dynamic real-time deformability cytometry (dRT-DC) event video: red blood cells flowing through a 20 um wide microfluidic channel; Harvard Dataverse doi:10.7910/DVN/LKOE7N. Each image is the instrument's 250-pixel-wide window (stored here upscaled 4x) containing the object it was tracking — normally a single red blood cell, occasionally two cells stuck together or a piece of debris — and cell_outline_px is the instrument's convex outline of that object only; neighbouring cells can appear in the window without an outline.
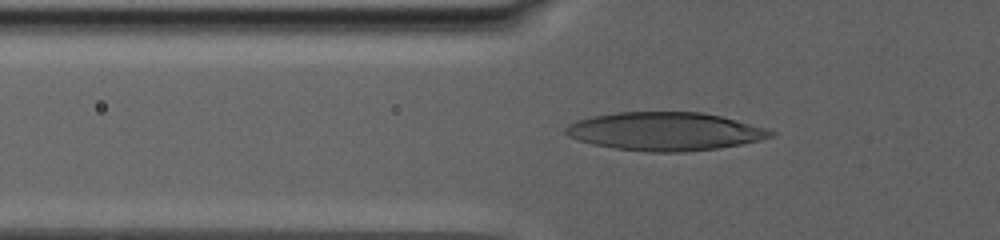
{"species": "human", "species_latin": "Homo sapiens", "temperature_condition": "warm", "stored_images_in_passage": 13, "camera_frame_rate_fps": 3000, "um_per_image_px": 0.085, "donor": {"sex": "male"}, "frame": {"image": 1, "passage_image": 11, "time_ms": 8.667, "image_size_px": [1000, 240], "cell_outline_px": [[776, 132], [772, 136], [760, 140], [740, 144], [716, 148], [684, 152], [648, 152], [616, 148], [592, 144], [568, 136], [564, 132], [564, 128], [568, 124], [576, 120], [592, 116], [616, 112], [700, 112], [720, 116], [736, 120], [764, 128]], "centroid_in_image_um": [56.47, 11.16], "position_along_channel_um": 69.3, "area_um2": 45.49}}